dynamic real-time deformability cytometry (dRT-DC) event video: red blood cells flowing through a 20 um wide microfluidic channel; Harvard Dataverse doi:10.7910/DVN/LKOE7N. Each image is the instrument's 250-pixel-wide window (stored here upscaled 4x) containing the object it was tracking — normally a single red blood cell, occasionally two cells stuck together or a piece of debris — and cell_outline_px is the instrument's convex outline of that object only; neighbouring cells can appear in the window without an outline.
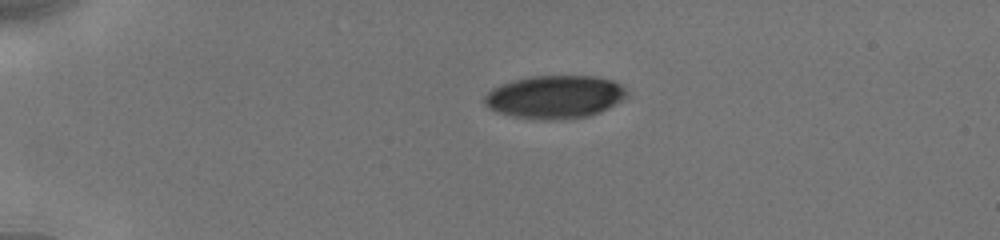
{"species": "human", "species_latin": "Homo sapiens", "temperature_condition": "cold", "stored_images_in_passage": 12, "camera_frame_rate_fps": 3000, "um_per_image_px": 0.085, "donor": {"sex": "male"}, "frame": {"image": 1, "passage_image": 1, "time_ms": 0.0, "image_size_px": [1000, 240], "cell_outline_px": [[628, 96], [608, 108], [600, 112], [588, 116], [556, 120], [540, 120], [512, 116], [496, 112], [488, 108], [484, 104], [484, 96], [492, 88], [500, 84], [512, 80], [528, 76], [596, 76], [612, 80], [620, 84], [628, 92]], "centroid_in_image_um": [47.14, 8.24], "position_along_channel_um": 37.9, "area_um2": 36.01}}
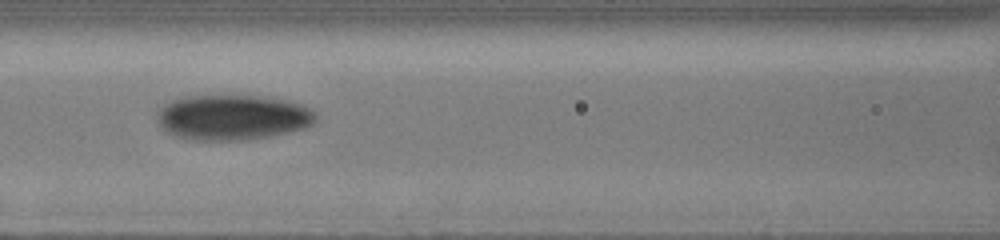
{"frame": {"image": 2, "passage_image": 9, "time_ms": 4.333, "image_size_px": [1000, 240], "cell_outline_px": [[316, 120], [312, 124], [304, 128], [272, 136], [244, 140], [192, 140], [176, 136], [168, 132], [160, 124], [160, 108], [164, 104], [172, 100], [188, 96], [260, 96], [284, 100], [300, 104], [312, 108], [316, 112]], "centroid_in_image_um": [19.83, 9.98], "position_along_channel_um": 146.8, "area_um2": 41.56}}
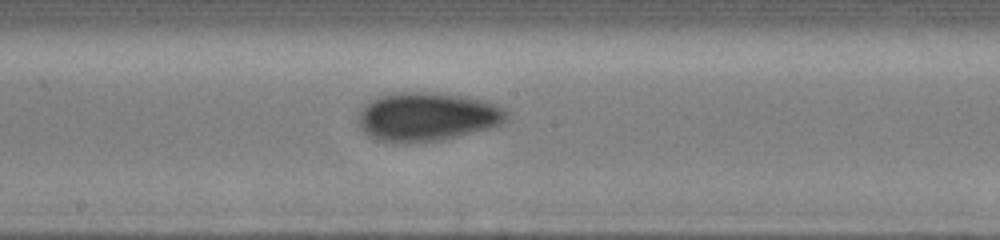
{"frame": {"image": 3, "passage_image": 12, "time_ms": 6.0, "image_size_px": [1000, 240], "cell_outline_px": [[508, 116], [500, 124], [488, 128], [440, 140], [408, 144], [392, 144], [376, 140], [368, 136], [360, 128], [360, 112], [364, 104], [376, 96], [396, 92], [440, 92], [480, 100], [504, 108], [508, 112]], "centroid_in_image_um": [36.22, 9.93], "position_along_channel_um": 212.0, "area_um2": 42.25}}